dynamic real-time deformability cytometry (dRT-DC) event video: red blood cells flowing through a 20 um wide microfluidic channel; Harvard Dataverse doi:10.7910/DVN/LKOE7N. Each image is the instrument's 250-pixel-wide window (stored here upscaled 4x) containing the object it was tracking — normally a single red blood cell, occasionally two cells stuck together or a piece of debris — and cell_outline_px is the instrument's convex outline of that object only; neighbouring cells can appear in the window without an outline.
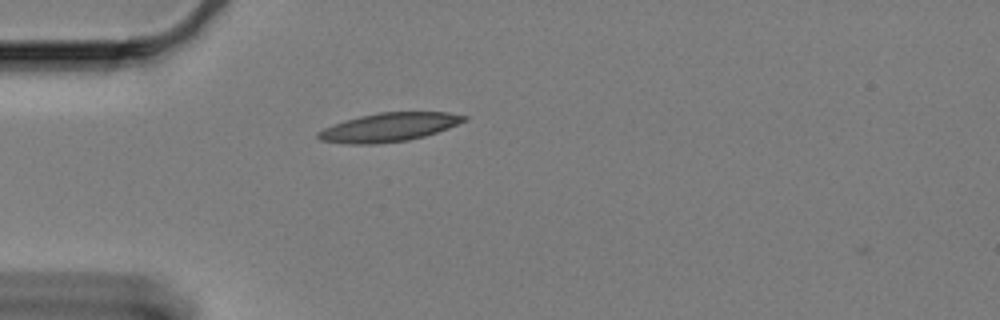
{"species": "Egyptian fruit bat (a non-hibernating species)", "species_latin": "Rousettus aegyptiacus", "temperature_condition": "cold", "stored_images_in_passage": 45, "camera_frame_rate_fps": 3000, "um_per_image_px": 0.085, "animal": {"sex": "female"}, "frame": {"image": 1, "passage_image": 1, "time_ms": 0.0, "image_size_px": [1000, 320], "cell_outline_px": [[468, 120], [448, 128], [424, 136], [408, 140], [376, 144], [352, 144], [320, 140], [316, 136], [316, 132], [332, 124], [344, 120], [360, 116], [380, 112], [448, 112], [468, 116]], "centroid_in_image_um": [33.06, 10.81], "position_along_channel_um": 51.9, "area_um2": 24.39}}
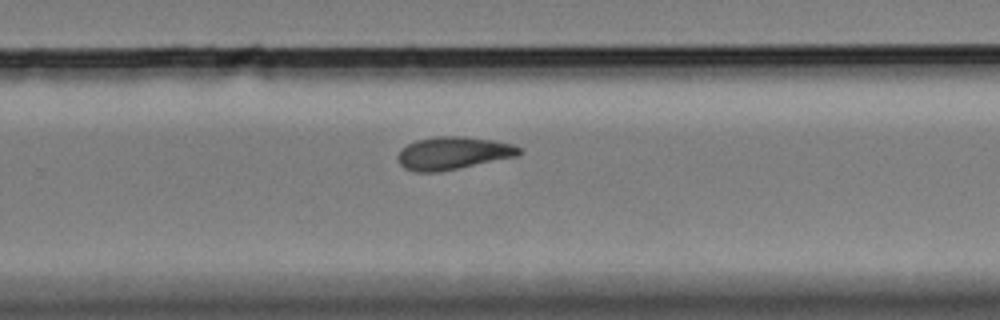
{"frame": {"image": 2, "passage_image": 24, "time_ms": 7.667, "image_size_px": [1000, 320], "cell_outline_px": [[524, 152], [520, 156], [440, 172], [416, 172], [404, 168], [396, 160], [396, 156], [408, 144], [416, 140], [436, 136], [464, 136], [492, 140], [512, 144], [520, 148]], "centroid_in_image_um": [38.54, 13.02], "position_along_channel_um": 291.3, "area_um2": 23.41}}
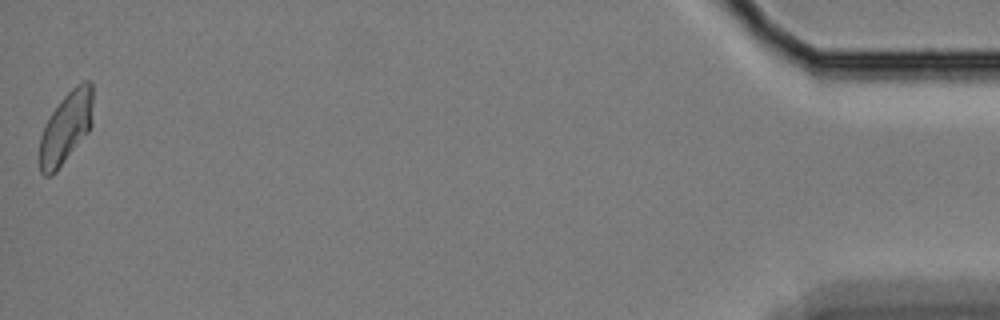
{"frame": {"image": 3, "passage_image": 45, "time_ms": 14.667, "image_size_px": [1000, 320], "cell_outline_px": [[92, 124], [88, 132], [56, 172], [52, 176], [44, 176], [40, 172], [40, 136], [52, 112], [64, 96], [76, 84], [84, 80], [92, 80]], "centroid_in_image_um": [5.62, 10.84], "position_along_channel_um": 429.6, "area_um2": 22.14}, "authors_computed_cell_mechanics": {"area_um2": 22.7154, "velocity_mm_per_s": 3.256, "shape_relaxation_time_tau1_ms": 9.0011, "shape_relaxation_time_tau2_ms": 6.7435, "deformation_change_tau1": 0.1962, "deformation_change_tau2": 0.1303}}